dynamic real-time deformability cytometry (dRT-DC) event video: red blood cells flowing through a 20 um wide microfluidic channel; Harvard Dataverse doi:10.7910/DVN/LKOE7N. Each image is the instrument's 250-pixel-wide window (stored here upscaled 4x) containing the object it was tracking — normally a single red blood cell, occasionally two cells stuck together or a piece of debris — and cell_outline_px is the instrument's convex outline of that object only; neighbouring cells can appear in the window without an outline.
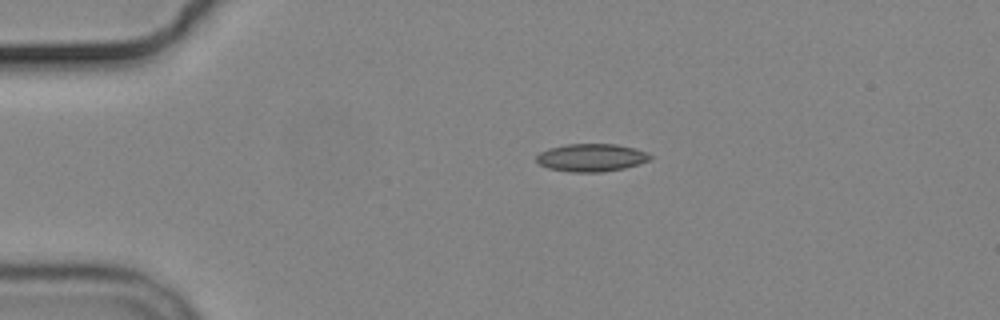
{"species": "common noctule bat (a hibernating species)", "species_latin": "Nyctalus noctula", "temperature_condition": "cold", "stored_images_in_passage": 5, "camera_frame_rate_fps": 3000, "um_per_image_px": 0.085, "animal": {"sex": "male", "body_mass_g": 19.2, "forearm_length_mm": 51.8}, "frame": {"image": 1, "passage_image": 2, "time_ms": 1.333, "image_size_px": [1000, 320], "cell_outline_px": [[652, 156], [648, 160], [624, 168], [604, 172], [568, 172], [548, 168], [540, 164], [536, 160], [536, 156], [540, 152], [548, 148], [568, 144], [616, 144], [636, 148]], "centroid_in_image_um": [50.22, 13.4], "position_along_channel_um": 34.8, "area_um2": 18.32}}
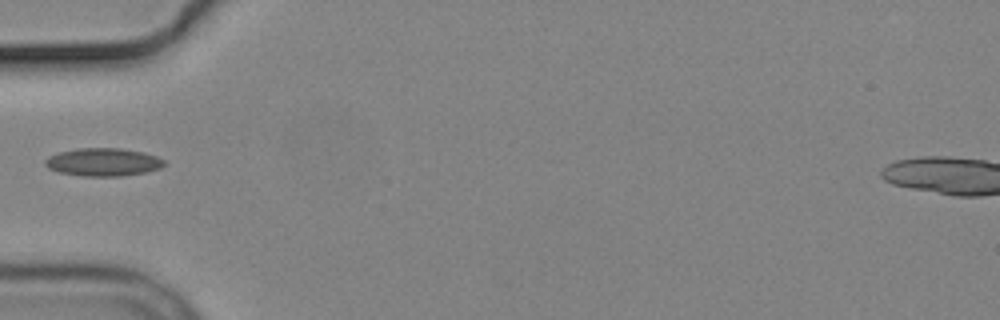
{"frame": {"image": 2, "passage_image": 4, "time_ms": 3.667, "image_size_px": [1000, 320], "cell_outline_px": [[164, 164], [160, 168], [144, 172], [120, 176], [80, 176], [60, 172], [48, 168], [44, 164], [44, 160], [48, 156], [60, 152], [80, 148], [120, 148], [144, 152], [156, 156], [164, 160]], "centroid_in_image_um": [8.74, 13.77], "position_along_channel_um": 76.3, "area_um2": 19.31}}
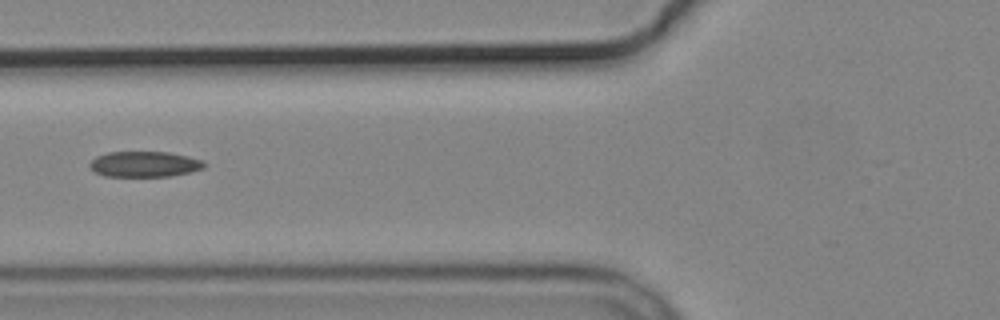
{"frame": {"image": 3, "passage_image": 5, "time_ms": 4.667, "image_size_px": [1000, 320], "cell_outline_px": [[208, 164], [204, 168], [188, 172], [168, 176], [104, 176], [96, 172], [88, 164], [96, 156], [108, 152], [168, 152], [188, 156], [204, 160]], "centroid_in_image_um": [12.31, 13.94], "position_along_channel_um": 113.5, "area_um2": 17.05}}